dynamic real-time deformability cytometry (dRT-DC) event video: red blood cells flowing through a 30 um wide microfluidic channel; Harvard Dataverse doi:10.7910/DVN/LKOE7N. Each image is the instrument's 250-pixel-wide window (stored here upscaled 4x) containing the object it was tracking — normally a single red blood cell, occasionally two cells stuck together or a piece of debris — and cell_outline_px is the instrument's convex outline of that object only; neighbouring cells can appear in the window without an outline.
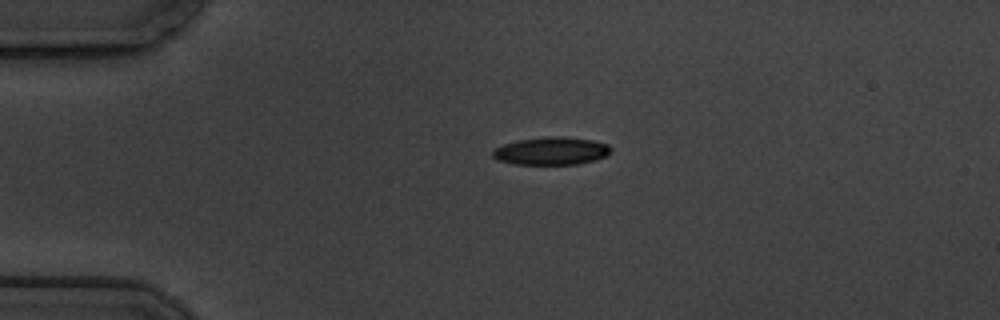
{"species": "common noctule bat (a hibernating species)", "species_latin": "Nyctalus noctula", "temperature_condition": "cold", "stored_images_in_passage": 2, "camera_frame_rate_fps": 3000, "um_per_image_px": 0.085, "animal": {"sex": "male", "body_mass_g": 19.5, "forearm_length_mm": 54.6}, "frame": {"image": 1, "passage_image": 1, "time_ms": 0.0, "image_size_px": [1000, 320], "cell_outline_px": [[612, 152], [596, 160], [576, 164], [512, 164], [496, 160], [492, 156], [492, 152], [496, 148], [504, 144], [520, 140], [548, 136], [564, 136], [592, 140], [608, 144], [612, 148]], "centroid_in_image_um": [46.87, 12.83], "position_along_channel_um": 38.1, "area_um2": 19.19}}